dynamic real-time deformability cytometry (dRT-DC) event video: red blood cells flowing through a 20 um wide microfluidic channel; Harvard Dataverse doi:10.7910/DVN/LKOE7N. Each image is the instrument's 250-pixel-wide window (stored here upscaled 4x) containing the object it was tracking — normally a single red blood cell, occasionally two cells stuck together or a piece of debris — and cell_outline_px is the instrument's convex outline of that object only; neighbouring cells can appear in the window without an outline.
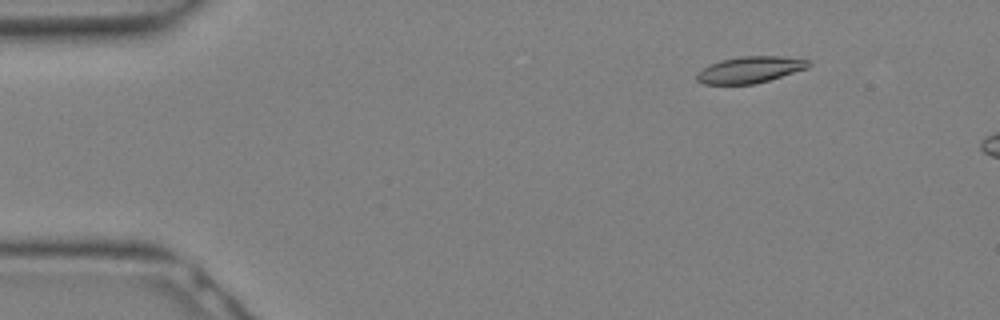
{"species": "Egyptian fruit bat (a non-hibernating species)", "species_latin": "Rousettus aegyptiacus", "temperature_condition": "warm", "stored_images_in_passage": 7, "camera_frame_rate_fps": 3000, "um_per_image_px": 0.085, "animal": {"sex": "female"}, "frame": {"image": 1, "passage_image": 4, "time_ms": 1.0, "image_size_px": [1000, 320], "cell_outline_px": [[812, 64], [808, 68], [756, 84], [704, 84], [696, 80], [696, 72], [720, 60], [740, 56], [780, 56], [812, 60]], "centroid_in_image_um": [63.78, 5.92], "position_along_channel_um": 21.2, "area_um2": 17.34}}